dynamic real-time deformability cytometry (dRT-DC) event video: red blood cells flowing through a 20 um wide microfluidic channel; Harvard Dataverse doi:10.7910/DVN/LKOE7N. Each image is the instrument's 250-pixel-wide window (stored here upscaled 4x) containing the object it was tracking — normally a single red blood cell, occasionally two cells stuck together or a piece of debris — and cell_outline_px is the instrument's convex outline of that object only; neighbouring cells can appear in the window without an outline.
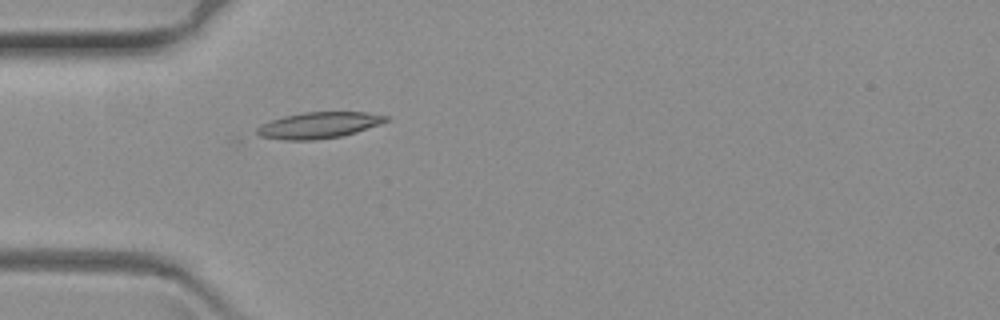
{"species": "common noctule bat (a hibernating species)", "species_latin": "Nyctalus noctula", "temperature_condition": "warm", "stored_images_in_passage": 15, "camera_frame_rate_fps": 3000, "um_per_image_px": 0.085, "animal": {"sex": "female", "body_mass_g": 19.3, "forearm_length_mm": 54.1}, "frame": {"image": 1, "passage_image": 1, "time_ms": 0.0, "image_size_px": [1000, 320], "cell_outline_px": [[388, 120], [380, 124], [344, 136], [316, 140], [288, 140], [260, 136], [256, 132], [256, 128], [260, 124], [284, 116], [304, 112], [368, 112], [388, 116]], "centroid_in_image_um": [27.11, 10.64], "position_along_channel_um": 57.9, "area_um2": 19.71}}
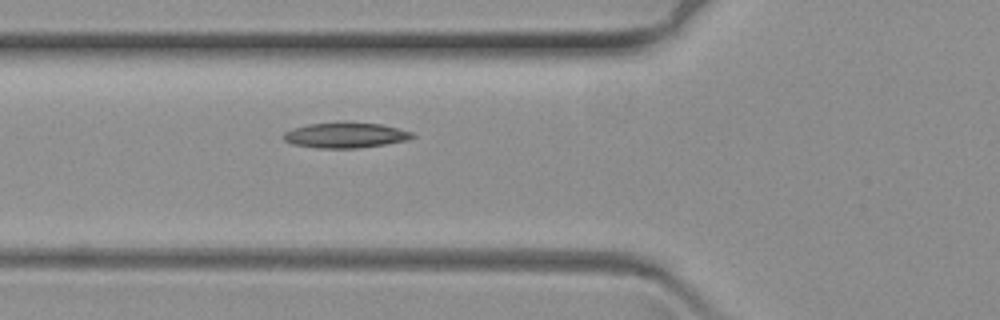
{"frame": {"image": 2, "passage_image": 5, "time_ms": 1.333, "image_size_px": [1000, 320], "cell_outline_px": [[416, 136], [408, 140], [384, 144], [356, 148], [316, 148], [292, 144], [284, 140], [284, 132], [292, 128], [308, 124], [340, 120], [344, 120], [380, 124], [412, 132]], "centroid_in_image_um": [29.33, 11.46], "position_along_channel_um": 96.5, "area_um2": 19.48}}